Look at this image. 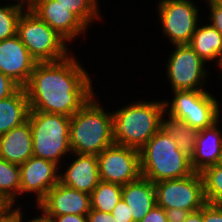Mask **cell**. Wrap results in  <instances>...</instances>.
<instances>
[{"label": "cell", "mask_w": 222, "mask_h": 222, "mask_svg": "<svg viewBox=\"0 0 222 222\" xmlns=\"http://www.w3.org/2000/svg\"><path fill=\"white\" fill-rule=\"evenodd\" d=\"M75 58L35 65L24 86L31 110L71 117L94 95L89 74Z\"/></svg>", "instance_id": "1"}, {"label": "cell", "mask_w": 222, "mask_h": 222, "mask_svg": "<svg viewBox=\"0 0 222 222\" xmlns=\"http://www.w3.org/2000/svg\"><path fill=\"white\" fill-rule=\"evenodd\" d=\"M164 101L135 102L112 114V138L116 144L140 150L162 127Z\"/></svg>", "instance_id": "2"}, {"label": "cell", "mask_w": 222, "mask_h": 222, "mask_svg": "<svg viewBox=\"0 0 222 222\" xmlns=\"http://www.w3.org/2000/svg\"><path fill=\"white\" fill-rule=\"evenodd\" d=\"M93 95L70 117L71 153L99 155L114 144L112 113H106Z\"/></svg>", "instance_id": "3"}, {"label": "cell", "mask_w": 222, "mask_h": 222, "mask_svg": "<svg viewBox=\"0 0 222 222\" xmlns=\"http://www.w3.org/2000/svg\"><path fill=\"white\" fill-rule=\"evenodd\" d=\"M139 153L141 176L153 183L194 173L191 159L179 150L176 141L162 127Z\"/></svg>", "instance_id": "4"}, {"label": "cell", "mask_w": 222, "mask_h": 222, "mask_svg": "<svg viewBox=\"0 0 222 222\" xmlns=\"http://www.w3.org/2000/svg\"><path fill=\"white\" fill-rule=\"evenodd\" d=\"M33 156L59 164L70 151V117L30 110Z\"/></svg>", "instance_id": "5"}, {"label": "cell", "mask_w": 222, "mask_h": 222, "mask_svg": "<svg viewBox=\"0 0 222 222\" xmlns=\"http://www.w3.org/2000/svg\"><path fill=\"white\" fill-rule=\"evenodd\" d=\"M17 35L37 63L59 61L70 55L67 41L31 10H24L20 16Z\"/></svg>", "instance_id": "6"}, {"label": "cell", "mask_w": 222, "mask_h": 222, "mask_svg": "<svg viewBox=\"0 0 222 222\" xmlns=\"http://www.w3.org/2000/svg\"><path fill=\"white\" fill-rule=\"evenodd\" d=\"M171 103H165L168 115L184 120L193 128L202 130L220 119V106L217 99L206 90L173 91ZM169 107V108H168Z\"/></svg>", "instance_id": "7"}, {"label": "cell", "mask_w": 222, "mask_h": 222, "mask_svg": "<svg viewBox=\"0 0 222 222\" xmlns=\"http://www.w3.org/2000/svg\"><path fill=\"white\" fill-rule=\"evenodd\" d=\"M156 204L166 209H181L189 212L200 210L207 202L201 173L188 177L167 179L154 183Z\"/></svg>", "instance_id": "8"}, {"label": "cell", "mask_w": 222, "mask_h": 222, "mask_svg": "<svg viewBox=\"0 0 222 222\" xmlns=\"http://www.w3.org/2000/svg\"><path fill=\"white\" fill-rule=\"evenodd\" d=\"M163 33L173 45L189 44L196 31L198 9L192 0H165L158 11Z\"/></svg>", "instance_id": "9"}, {"label": "cell", "mask_w": 222, "mask_h": 222, "mask_svg": "<svg viewBox=\"0 0 222 222\" xmlns=\"http://www.w3.org/2000/svg\"><path fill=\"white\" fill-rule=\"evenodd\" d=\"M97 158L101 181L123 186L141 177L138 149L114 143L97 155Z\"/></svg>", "instance_id": "10"}, {"label": "cell", "mask_w": 222, "mask_h": 222, "mask_svg": "<svg viewBox=\"0 0 222 222\" xmlns=\"http://www.w3.org/2000/svg\"><path fill=\"white\" fill-rule=\"evenodd\" d=\"M167 63V79L171 82L172 91L204 90L207 77L206 64L189 44L174 45Z\"/></svg>", "instance_id": "11"}, {"label": "cell", "mask_w": 222, "mask_h": 222, "mask_svg": "<svg viewBox=\"0 0 222 222\" xmlns=\"http://www.w3.org/2000/svg\"><path fill=\"white\" fill-rule=\"evenodd\" d=\"M37 207L45 217L66 214L87 216L91 210V195L58 182L47 192Z\"/></svg>", "instance_id": "12"}, {"label": "cell", "mask_w": 222, "mask_h": 222, "mask_svg": "<svg viewBox=\"0 0 222 222\" xmlns=\"http://www.w3.org/2000/svg\"><path fill=\"white\" fill-rule=\"evenodd\" d=\"M36 64L17 34L0 41V71L20 87L27 84Z\"/></svg>", "instance_id": "13"}, {"label": "cell", "mask_w": 222, "mask_h": 222, "mask_svg": "<svg viewBox=\"0 0 222 222\" xmlns=\"http://www.w3.org/2000/svg\"><path fill=\"white\" fill-rule=\"evenodd\" d=\"M19 167L21 178L19 194L36 193V204L59 182V173L57 172L61 166L51 161L32 156Z\"/></svg>", "instance_id": "14"}, {"label": "cell", "mask_w": 222, "mask_h": 222, "mask_svg": "<svg viewBox=\"0 0 222 222\" xmlns=\"http://www.w3.org/2000/svg\"><path fill=\"white\" fill-rule=\"evenodd\" d=\"M31 11L67 42L85 32L87 26L56 0H35Z\"/></svg>", "instance_id": "15"}, {"label": "cell", "mask_w": 222, "mask_h": 222, "mask_svg": "<svg viewBox=\"0 0 222 222\" xmlns=\"http://www.w3.org/2000/svg\"><path fill=\"white\" fill-rule=\"evenodd\" d=\"M73 155L76 157L75 160L69 164L64 174H59V182L91 195L101 181L97 155L77 153Z\"/></svg>", "instance_id": "16"}, {"label": "cell", "mask_w": 222, "mask_h": 222, "mask_svg": "<svg viewBox=\"0 0 222 222\" xmlns=\"http://www.w3.org/2000/svg\"><path fill=\"white\" fill-rule=\"evenodd\" d=\"M219 121L210 127L199 130L195 153L191 158L194 172L201 173L207 167L222 162V133L218 129Z\"/></svg>", "instance_id": "17"}, {"label": "cell", "mask_w": 222, "mask_h": 222, "mask_svg": "<svg viewBox=\"0 0 222 222\" xmlns=\"http://www.w3.org/2000/svg\"><path fill=\"white\" fill-rule=\"evenodd\" d=\"M33 156L32 133L29 120L0 135V157L21 165Z\"/></svg>", "instance_id": "18"}, {"label": "cell", "mask_w": 222, "mask_h": 222, "mask_svg": "<svg viewBox=\"0 0 222 222\" xmlns=\"http://www.w3.org/2000/svg\"><path fill=\"white\" fill-rule=\"evenodd\" d=\"M122 200L130 208L133 222H140L156 205L155 185L141 176L122 186Z\"/></svg>", "instance_id": "19"}, {"label": "cell", "mask_w": 222, "mask_h": 222, "mask_svg": "<svg viewBox=\"0 0 222 222\" xmlns=\"http://www.w3.org/2000/svg\"><path fill=\"white\" fill-rule=\"evenodd\" d=\"M30 104L24 87L0 100V135L28 121Z\"/></svg>", "instance_id": "20"}, {"label": "cell", "mask_w": 222, "mask_h": 222, "mask_svg": "<svg viewBox=\"0 0 222 222\" xmlns=\"http://www.w3.org/2000/svg\"><path fill=\"white\" fill-rule=\"evenodd\" d=\"M189 45L204 62L217 58L221 64L222 35L210 23L196 28Z\"/></svg>", "instance_id": "21"}, {"label": "cell", "mask_w": 222, "mask_h": 222, "mask_svg": "<svg viewBox=\"0 0 222 222\" xmlns=\"http://www.w3.org/2000/svg\"><path fill=\"white\" fill-rule=\"evenodd\" d=\"M162 115V128L176 141L179 150L190 159L194 156L199 131L187 122L169 115L165 121Z\"/></svg>", "instance_id": "22"}, {"label": "cell", "mask_w": 222, "mask_h": 222, "mask_svg": "<svg viewBox=\"0 0 222 222\" xmlns=\"http://www.w3.org/2000/svg\"><path fill=\"white\" fill-rule=\"evenodd\" d=\"M21 185L20 167L0 157V200L13 206Z\"/></svg>", "instance_id": "23"}, {"label": "cell", "mask_w": 222, "mask_h": 222, "mask_svg": "<svg viewBox=\"0 0 222 222\" xmlns=\"http://www.w3.org/2000/svg\"><path fill=\"white\" fill-rule=\"evenodd\" d=\"M122 200V185L100 181L91 193V209L111 213Z\"/></svg>", "instance_id": "24"}, {"label": "cell", "mask_w": 222, "mask_h": 222, "mask_svg": "<svg viewBox=\"0 0 222 222\" xmlns=\"http://www.w3.org/2000/svg\"><path fill=\"white\" fill-rule=\"evenodd\" d=\"M204 181V195L207 203H222V162L207 167L201 172Z\"/></svg>", "instance_id": "25"}, {"label": "cell", "mask_w": 222, "mask_h": 222, "mask_svg": "<svg viewBox=\"0 0 222 222\" xmlns=\"http://www.w3.org/2000/svg\"><path fill=\"white\" fill-rule=\"evenodd\" d=\"M75 14L87 27L99 16L97 0H56Z\"/></svg>", "instance_id": "26"}, {"label": "cell", "mask_w": 222, "mask_h": 222, "mask_svg": "<svg viewBox=\"0 0 222 222\" xmlns=\"http://www.w3.org/2000/svg\"><path fill=\"white\" fill-rule=\"evenodd\" d=\"M24 10L15 4L0 7V41L17 34V25Z\"/></svg>", "instance_id": "27"}, {"label": "cell", "mask_w": 222, "mask_h": 222, "mask_svg": "<svg viewBox=\"0 0 222 222\" xmlns=\"http://www.w3.org/2000/svg\"><path fill=\"white\" fill-rule=\"evenodd\" d=\"M210 6V25L222 35V6L216 0H207Z\"/></svg>", "instance_id": "28"}, {"label": "cell", "mask_w": 222, "mask_h": 222, "mask_svg": "<svg viewBox=\"0 0 222 222\" xmlns=\"http://www.w3.org/2000/svg\"><path fill=\"white\" fill-rule=\"evenodd\" d=\"M202 219L203 222H222V207L206 203L202 207Z\"/></svg>", "instance_id": "29"}, {"label": "cell", "mask_w": 222, "mask_h": 222, "mask_svg": "<svg viewBox=\"0 0 222 222\" xmlns=\"http://www.w3.org/2000/svg\"><path fill=\"white\" fill-rule=\"evenodd\" d=\"M20 86L0 71V100L13 95Z\"/></svg>", "instance_id": "30"}, {"label": "cell", "mask_w": 222, "mask_h": 222, "mask_svg": "<svg viewBox=\"0 0 222 222\" xmlns=\"http://www.w3.org/2000/svg\"><path fill=\"white\" fill-rule=\"evenodd\" d=\"M129 209L127 204L120 200L111 214L117 222H133L132 213Z\"/></svg>", "instance_id": "31"}, {"label": "cell", "mask_w": 222, "mask_h": 222, "mask_svg": "<svg viewBox=\"0 0 222 222\" xmlns=\"http://www.w3.org/2000/svg\"><path fill=\"white\" fill-rule=\"evenodd\" d=\"M140 222H168L166 212L157 204Z\"/></svg>", "instance_id": "32"}, {"label": "cell", "mask_w": 222, "mask_h": 222, "mask_svg": "<svg viewBox=\"0 0 222 222\" xmlns=\"http://www.w3.org/2000/svg\"><path fill=\"white\" fill-rule=\"evenodd\" d=\"M87 222H117L111 213L91 209L88 213Z\"/></svg>", "instance_id": "33"}, {"label": "cell", "mask_w": 222, "mask_h": 222, "mask_svg": "<svg viewBox=\"0 0 222 222\" xmlns=\"http://www.w3.org/2000/svg\"><path fill=\"white\" fill-rule=\"evenodd\" d=\"M165 212L168 222H184L190 213L189 211L176 208L166 209Z\"/></svg>", "instance_id": "34"}, {"label": "cell", "mask_w": 222, "mask_h": 222, "mask_svg": "<svg viewBox=\"0 0 222 222\" xmlns=\"http://www.w3.org/2000/svg\"><path fill=\"white\" fill-rule=\"evenodd\" d=\"M50 222H87V217L75 214H66L57 217H47Z\"/></svg>", "instance_id": "35"}, {"label": "cell", "mask_w": 222, "mask_h": 222, "mask_svg": "<svg viewBox=\"0 0 222 222\" xmlns=\"http://www.w3.org/2000/svg\"><path fill=\"white\" fill-rule=\"evenodd\" d=\"M6 206L0 211V222H17V208Z\"/></svg>", "instance_id": "36"}, {"label": "cell", "mask_w": 222, "mask_h": 222, "mask_svg": "<svg viewBox=\"0 0 222 222\" xmlns=\"http://www.w3.org/2000/svg\"><path fill=\"white\" fill-rule=\"evenodd\" d=\"M184 222H203L202 208L200 210L190 212L187 219Z\"/></svg>", "instance_id": "37"}, {"label": "cell", "mask_w": 222, "mask_h": 222, "mask_svg": "<svg viewBox=\"0 0 222 222\" xmlns=\"http://www.w3.org/2000/svg\"><path fill=\"white\" fill-rule=\"evenodd\" d=\"M20 210V208H17V222H23V214ZM28 222H50V220L42 214L41 216H37Z\"/></svg>", "instance_id": "38"}, {"label": "cell", "mask_w": 222, "mask_h": 222, "mask_svg": "<svg viewBox=\"0 0 222 222\" xmlns=\"http://www.w3.org/2000/svg\"><path fill=\"white\" fill-rule=\"evenodd\" d=\"M17 4H15L17 7L21 8L22 10H31L34 4L35 0H17ZM27 2V3H25ZM26 5V6H24ZM26 7V9H25Z\"/></svg>", "instance_id": "39"}, {"label": "cell", "mask_w": 222, "mask_h": 222, "mask_svg": "<svg viewBox=\"0 0 222 222\" xmlns=\"http://www.w3.org/2000/svg\"><path fill=\"white\" fill-rule=\"evenodd\" d=\"M6 207V205L0 200V210H3Z\"/></svg>", "instance_id": "40"}, {"label": "cell", "mask_w": 222, "mask_h": 222, "mask_svg": "<svg viewBox=\"0 0 222 222\" xmlns=\"http://www.w3.org/2000/svg\"><path fill=\"white\" fill-rule=\"evenodd\" d=\"M222 6V0H216Z\"/></svg>", "instance_id": "41"}]
</instances>
